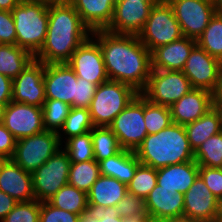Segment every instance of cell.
<instances>
[{"label":"cell","mask_w":222,"mask_h":222,"mask_svg":"<svg viewBox=\"0 0 222 222\" xmlns=\"http://www.w3.org/2000/svg\"><path fill=\"white\" fill-rule=\"evenodd\" d=\"M83 23L91 30H105L113 17L116 0H70Z\"/></svg>","instance_id":"cell-24"},{"label":"cell","mask_w":222,"mask_h":222,"mask_svg":"<svg viewBox=\"0 0 222 222\" xmlns=\"http://www.w3.org/2000/svg\"><path fill=\"white\" fill-rule=\"evenodd\" d=\"M89 108L72 107L62 128L57 133L61 144L67 139L85 134L94 128Z\"/></svg>","instance_id":"cell-30"},{"label":"cell","mask_w":222,"mask_h":222,"mask_svg":"<svg viewBox=\"0 0 222 222\" xmlns=\"http://www.w3.org/2000/svg\"><path fill=\"white\" fill-rule=\"evenodd\" d=\"M47 3L70 2V0H42Z\"/></svg>","instance_id":"cell-57"},{"label":"cell","mask_w":222,"mask_h":222,"mask_svg":"<svg viewBox=\"0 0 222 222\" xmlns=\"http://www.w3.org/2000/svg\"><path fill=\"white\" fill-rule=\"evenodd\" d=\"M66 63L74 70L77 77L95 85L109 80L101 48L92 36L76 49Z\"/></svg>","instance_id":"cell-12"},{"label":"cell","mask_w":222,"mask_h":222,"mask_svg":"<svg viewBox=\"0 0 222 222\" xmlns=\"http://www.w3.org/2000/svg\"><path fill=\"white\" fill-rule=\"evenodd\" d=\"M138 94L131 86L118 81L108 80L98 85L89 107L94 126L108 127Z\"/></svg>","instance_id":"cell-5"},{"label":"cell","mask_w":222,"mask_h":222,"mask_svg":"<svg viewBox=\"0 0 222 222\" xmlns=\"http://www.w3.org/2000/svg\"><path fill=\"white\" fill-rule=\"evenodd\" d=\"M191 89L182 71L151 69L147 85L140 94L151 103L171 107Z\"/></svg>","instance_id":"cell-8"},{"label":"cell","mask_w":222,"mask_h":222,"mask_svg":"<svg viewBox=\"0 0 222 222\" xmlns=\"http://www.w3.org/2000/svg\"><path fill=\"white\" fill-rule=\"evenodd\" d=\"M46 99H55L74 107L77 76L67 63L44 64Z\"/></svg>","instance_id":"cell-17"},{"label":"cell","mask_w":222,"mask_h":222,"mask_svg":"<svg viewBox=\"0 0 222 222\" xmlns=\"http://www.w3.org/2000/svg\"><path fill=\"white\" fill-rule=\"evenodd\" d=\"M134 153L141 164L155 169L195 161L184 125L175 123L147 135Z\"/></svg>","instance_id":"cell-3"},{"label":"cell","mask_w":222,"mask_h":222,"mask_svg":"<svg viewBox=\"0 0 222 222\" xmlns=\"http://www.w3.org/2000/svg\"><path fill=\"white\" fill-rule=\"evenodd\" d=\"M199 166L222 168V131L206 139L194 152Z\"/></svg>","instance_id":"cell-34"},{"label":"cell","mask_w":222,"mask_h":222,"mask_svg":"<svg viewBox=\"0 0 222 222\" xmlns=\"http://www.w3.org/2000/svg\"><path fill=\"white\" fill-rule=\"evenodd\" d=\"M46 40L35 60L66 63L92 34L70 2L49 3Z\"/></svg>","instance_id":"cell-2"},{"label":"cell","mask_w":222,"mask_h":222,"mask_svg":"<svg viewBox=\"0 0 222 222\" xmlns=\"http://www.w3.org/2000/svg\"><path fill=\"white\" fill-rule=\"evenodd\" d=\"M123 222H153L148 213H139L134 216L123 218Z\"/></svg>","instance_id":"cell-49"},{"label":"cell","mask_w":222,"mask_h":222,"mask_svg":"<svg viewBox=\"0 0 222 222\" xmlns=\"http://www.w3.org/2000/svg\"><path fill=\"white\" fill-rule=\"evenodd\" d=\"M169 108L173 123L189 124L213 108V93L204 89L192 88Z\"/></svg>","instance_id":"cell-19"},{"label":"cell","mask_w":222,"mask_h":222,"mask_svg":"<svg viewBox=\"0 0 222 222\" xmlns=\"http://www.w3.org/2000/svg\"><path fill=\"white\" fill-rule=\"evenodd\" d=\"M157 2L116 0L112 20L105 30L116 34L138 35Z\"/></svg>","instance_id":"cell-13"},{"label":"cell","mask_w":222,"mask_h":222,"mask_svg":"<svg viewBox=\"0 0 222 222\" xmlns=\"http://www.w3.org/2000/svg\"><path fill=\"white\" fill-rule=\"evenodd\" d=\"M13 79L0 73V104L7 105L12 101Z\"/></svg>","instance_id":"cell-47"},{"label":"cell","mask_w":222,"mask_h":222,"mask_svg":"<svg viewBox=\"0 0 222 222\" xmlns=\"http://www.w3.org/2000/svg\"><path fill=\"white\" fill-rule=\"evenodd\" d=\"M71 161L67 152L60 148L32 175L35 199L48 201L63 186L68 184Z\"/></svg>","instance_id":"cell-9"},{"label":"cell","mask_w":222,"mask_h":222,"mask_svg":"<svg viewBox=\"0 0 222 222\" xmlns=\"http://www.w3.org/2000/svg\"><path fill=\"white\" fill-rule=\"evenodd\" d=\"M219 203V199L213 195L198 175L184 194L183 216L204 222H216Z\"/></svg>","instance_id":"cell-18"},{"label":"cell","mask_w":222,"mask_h":222,"mask_svg":"<svg viewBox=\"0 0 222 222\" xmlns=\"http://www.w3.org/2000/svg\"><path fill=\"white\" fill-rule=\"evenodd\" d=\"M48 202L56 208L78 215L90 211L87 193L69 184L59 189Z\"/></svg>","instance_id":"cell-29"},{"label":"cell","mask_w":222,"mask_h":222,"mask_svg":"<svg viewBox=\"0 0 222 222\" xmlns=\"http://www.w3.org/2000/svg\"><path fill=\"white\" fill-rule=\"evenodd\" d=\"M145 207L153 222L183 217L184 194L156 185L145 198Z\"/></svg>","instance_id":"cell-20"},{"label":"cell","mask_w":222,"mask_h":222,"mask_svg":"<svg viewBox=\"0 0 222 222\" xmlns=\"http://www.w3.org/2000/svg\"><path fill=\"white\" fill-rule=\"evenodd\" d=\"M98 85L77 77L75 108H89Z\"/></svg>","instance_id":"cell-43"},{"label":"cell","mask_w":222,"mask_h":222,"mask_svg":"<svg viewBox=\"0 0 222 222\" xmlns=\"http://www.w3.org/2000/svg\"><path fill=\"white\" fill-rule=\"evenodd\" d=\"M126 193V184L116 178L100 175L87 193L89 210L96 212L108 206H117Z\"/></svg>","instance_id":"cell-23"},{"label":"cell","mask_w":222,"mask_h":222,"mask_svg":"<svg viewBox=\"0 0 222 222\" xmlns=\"http://www.w3.org/2000/svg\"><path fill=\"white\" fill-rule=\"evenodd\" d=\"M22 0H0V10L12 11Z\"/></svg>","instance_id":"cell-51"},{"label":"cell","mask_w":222,"mask_h":222,"mask_svg":"<svg viewBox=\"0 0 222 222\" xmlns=\"http://www.w3.org/2000/svg\"><path fill=\"white\" fill-rule=\"evenodd\" d=\"M214 94H222V62L219 70V81Z\"/></svg>","instance_id":"cell-53"},{"label":"cell","mask_w":222,"mask_h":222,"mask_svg":"<svg viewBox=\"0 0 222 222\" xmlns=\"http://www.w3.org/2000/svg\"><path fill=\"white\" fill-rule=\"evenodd\" d=\"M159 222H204V221L195 220V219L187 218L183 216V217H178V218H173V219H166Z\"/></svg>","instance_id":"cell-52"},{"label":"cell","mask_w":222,"mask_h":222,"mask_svg":"<svg viewBox=\"0 0 222 222\" xmlns=\"http://www.w3.org/2000/svg\"><path fill=\"white\" fill-rule=\"evenodd\" d=\"M81 215L54 207L48 201L40 202L39 222H79Z\"/></svg>","instance_id":"cell-40"},{"label":"cell","mask_w":222,"mask_h":222,"mask_svg":"<svg viewBox=\"0 0 222 222\" xmlns=\"http://www.w3.org/2000/svg\"><path fill=\"white\" fill-rule=\"evenodd\" d=\"M199 175L196 161L169 165L157 169V185L185 194Z\"/></svg>","instance_id":"cell-25"},{"label":"cell","mask_w":222,"mask_h":222,"mask_svg":"<svg viewBox=\"0 0 222 222\" xmlns=\"http://www.w3.org/2000/svg\"><path fill=\"white\" fill-rule=\"evenodd\" d=\"M44 63L33 60L13 79L12 101L42 107L46 100Z\"/></svg>","instance_id":"cell-15"},{"label":"cell","mask_w":222,"mask_h":222,"mask_svg":"<svg viewBox=\"0 0 222 222\" xmlns=\"http://www.w3.org/2000/svg\"><path fill=\"white\" fill-rule=\"evenodd\" d=\"M184 37L197 40L215 15L213 0H167Z\"/></svg>","instance_id":"cell-11"},{"label":"cell","mask_w":222,"mask_h":222,"mask_svg":"<svg viewBox=\"0 0 222 222\" xmlns=\"http://www.w3.org/2000/svg\"><path fill=\"white\" fill-rule=\"evenodd\" d=\"M3 125L16 140L44 131L42 107L19 102H9Z\"/></svg>","instance_id":"cell-16"},{"label":"cell","mask_w":222,"mask_h":222,"mask_svg":"<svg viewBox=\"0 0 222 222\" xmlns=\"http://www.w3.org/2000/svg\"><path fill=\"white\" fill-rule=\"evenodd\" d=\"M122 149L135 151L148 135L144 122V97L139 93L108 126Z\"/></svg>","instance_id":"cell-10"},{"label":"cell","mask_w":222,"mask_h":222,"mask_svg":"<svg viewBox=\"0 0 222 222\" xmlns=\"http://www.w3.org/2000/svg\"><path fill=\"white\" fill-rule=\"evenodd\" d=\"M95 160L97 162L116 155L122 148L109 127L95 126L91 130Z\"/></svg>","instance_id":"cell-33"},{"label":"cell","mask_w":222,"mask_h":222,"mask_svg":"<svg viewBox=\"0 0 222 222\" xmlns=\"http://www.w3.org/2000/svg\"><path fill=\"white\" fill-rule=\"evenodd\" d=\"M156 185L157 169L140 163L127 188L128 193L145 199Z\"/></svg>","instance_id":"cell-38"},{"label":"cell","mask_w":222,"mask_h":222,"mask_svg":"<svg viewBox=\"0 0 222 222\" xmlns=\"http://www.w3.org/2000/svg\"><path fill=\"white\" fill-rule=\"evenodd\" d=\"M0 43L16 45V30L11 11L0 10Z\"/></svg>","instance_id":"cell-44"},{"label":"cell","mask_w":222,"mask_h":222,"mask_svg":"<svg viewBox=\"0 0 222 222\" xmlns=\"http://www.w3.org/2000/svg\"><path fill=\"white\" fill-rule=\"evenodd\" d=\"M7 160V158H5L3 155L0 154V169L1 166L3 165V163Z\"/></svg>","instance_id":"cell-58"},{"label":"cell","mask_w":222,"mask_h":222,"mask_svg":"<svg viewBox=\"0 0 222 222\" xmlns=\"http://www.w3.org/2000/svg\"><path fill=\"white\" fill-rule=\"evenodd\" d=\"M40 202H18L1 222H39Z\"/></svg>","instance_id":"cell-39"},{"label":"cell","mask_w":222,"mask_h":222,"mask_svg":"<svg viewBox=\"0 0 222 222\" xmlns=\"http://www.w3.org/2000/svg\"><path fill=\"white\" fill-rule=\"evenodd\" d=\"M196 42L209 55L222 62V14L215 13Z\"/></svg>","instance_id":"cell-32"},{"label":"cell","mask_w":222,"mask_h":222,"mask_svg":"<svg viewBox=\"0 0 222 222\" xmlns=\"http://www.w3.org/2000/svg\"><path fill=\"white\" fill-rule=\"evenodd\" d=\"M18 202L0 190V222Z\"/></svg>","instance_id":"cell-48"},{"label":"cell","mask_w":222,"mask_h":222,"mask_svg":"<svg viewBox=\"0 0 222 222\" xmlns=\"http://www.w3.org/2000/svg\"><path fill=\"white\" fill-rule=\"evenodd\" d=\"M60 148H62V144L58 134L44 130L38 134L16 140L11 159L25 172L32 174Z\"/></svg>","instance_id":"cell-7"},{"label":"cell","mask_w":222,"mask_h":222,"mask_svg":"<svg viewBox=\"0 0 222 222\" xmlns=\"http://www.w3.org/2000/svg\"><path fill=\"white\" fill-rule=\"evenodd\" d=\"M196 40L182 37L179 40L155 48L151 52V69L182 71Z\"/></svg>","instance_id":"cell-22"},{"label":"cell","mask_w":222,"mask_h":222,"mask_svg":"<svg viewBox=\"0 0 222 222\" xmlns=\"http://www.w3.org/2000/svg\"><path fill=\"white\" fill-rule=\"evenodd\" d=\"M98 163L100 175L116 178L128 185L134 177L140 161L134 151L121 149L116 155Z\"/></svg>","instance_id":"cell-26"},{"label":"cell","mask_w":222,"mask_h":222,"mask_svg":"<svg viewBox=\"0 0 222 222\" xmlns=\"http://www.w3.org/2000/svg\"><path fill=\"white\" fill-rule=\"evenodd\" d=\"M71 106L60 100L46 99L43 103V126L44 130L58 133L62 128Z\"/></svg>","instance_id":"cell-35"},{"label":"cell","mask_w":222,"mask_h":222,"mask_svg":"<svg viewBox=\"0 0 222 222\" xmlns=\"http://www.w3.org/2000/svg\"><path fill=\"white\" fill-rule=\"evenodd\" d=\"M213 109L217 112L222 123V94H213Z\"/></svg>","instance_id":"cell-50"},{"label":"cell","mask_w":222,"mask_h":222,"mask_svg":"<svg viewBox=\"0 0 222 222\" xmlns=\"http://www.w3.org/2000/svg\"><path fill=\"white\" fill-rule=\"evenodd\" d=\"M6 107L7 105L0 104V124H3Z\"/></svg>","instance_id":"cell-55"},{"label":"cell","mask_w":222,"mask_h":222,"mask_svg":"<svg viewBox=\"0 0 222 222\" xmlns=\"http://www.w3.org/2000/svg\"><path fill=\"white\" fill-rule=\"evenodd\" d=\"M16 146V139L5 128L3 124H0V154L7 159H11Z\"/></svg>","instance_id":"cell-46"},{"label":"cell","mask_w":222,"mask_h":222,"mask_svg":"<svg viewBox=\"0 0 222 222\" xmlns=\"http://www.w3.org/2000/svg\"><path fill=\"white\" fill-rule=\"evenodd\" d=\"M213 5L215 7V12L217 14H222V0H213Z\"/></svg>","instance_id":"cell-54"},{"label":"cell","mask_w":222,"mask_h":222,"mask_svg":"<svg viewBox=\"0 0 222 222\" xmlns=\"http://www.w3.org/2000/svg\"><path fill=\"white\" fill-rule=\"evenodd\" d=\"M221 61L209 55L196 45L182 69L192 88L204 89L214 94L218 81Z\"/></svg>","instance_id":"cell-14"},{"label":"cell","mask_w":222,"mask_h":222,"mask_svg":"<svg viewBox=\"0 0 222 222\" xmlns=\"http://www.w3.org/2000/svg\"><path fill=\"white\" fill-rule=\"evenodd\" d=\"M35 56L17 45H0V73L11 79L16 78Z\"/></svg>","instance_id":"cell-28"},{"label":"cell","mask_w":222,"mask_h":222,"mask_svg":"<svg viewBox=\"0 0 222 222\" xmlns=\"http://www.w3.org/2000/svg\"><path fill=\"white\" fill-rule=\"evenodd\" d=\"M144 122L148 135L158 133L173 123L170 108L144 98Z\"/></svg>","instance_id":"cell-36"},{"label":"cell","mask_w":222,"mask_h":222,"mask_svg":"<svg viewBox=\"0 0 222 222\" xmlns=\"http://www.w3.org/2000/svg\"><path fill=\"white\" fill-rule=\"evenodd\" d=\"M0 190L17 202L35 200L31 173L25 172L12 159H7L1 166Z\"/></svg>","instance_id":"cell-21"},{"label":"cell","mask_w":222,"mask_h":222,"mask_svg":"<svg viewBox=\"0 0 222 222\" xmlns=\"http://www.w3.org/2000/svg\"><path fill=\"white\" fill-rule=\"evenodd\" d=\"M79 222H123V218L119 216L117 206H108L96 212L84 213Z\"/></svg>","instance_id":"cell-45"},{"label":"cell","mask_w":222,"mask_h":222,"mask_svg":"<svg viewBox=\"0 0 222 222\" xmlns=\"http://www.w3.org/2000/svg\"><path fill=\"white\" fill-rule=\"evenodd\" d=\"M216 222H222V200H220L219 208H218V217Z\"/></svg>","instance_id":"cell-56"},{"label":"cell","mask_w":222,"mask_h":222,"mask_svg":"<svg viewBox=\"0 0 222 222\" xmlns=\"http://www.w3.org/2000/svg\"><path fill=\"white\" fill-rule=\"evenodd\" d=\"M129 1H159V0H129Z\"/></svg>","instance_id":"cell-59"},{"label":"cell","mask_w":222,"mask_h":222,"mask_svg":"<svg viewBox=\"0 0 222 222\" xmlns=\"http://www.w3.org/2000/svg\"><path fill=\"white\" fill-rule=\"evenodd\" d=\"M99 176V163L96 160L71 162L68 184L88 193Z\"/></svg>","instance_id":"cell-31"},{"label":"cell","mask_w":222,"mask_h":222,"mask_svg":"<svg viewBox=\"0 0 222 222\" xmlns=\"http://www.w3.org/2000/svg\"><path fill=\"white\" fill-rule=\"evenodd\" d=\"M191 149L195 152L208 138L222 131V123L212 108L194 122L184 125Z\"/></svg>","instance_id":"cell-27"},{"label":"cell","mask_w":222,"mask_h":222,"mask_svg":"<svg viewBox=\"0 0 222 222\" xmlns=\"http://www.w3.org/2000/svg\"><path fill=\"white\" fill-rule=\"evenodd\" d=\"M62 148L67 152L71 162L95 160L91 131L67 139Z\"/></svg>","instance_id":"cell-37"},{"label":"cell","mask_w":222,"mask_h":222,"mask_svg":"<svg viewBox=\"0 0 222 222\" xmlns=\"http://www.w3.org/2000/svg\"><path fill=\"white\" fill-rule=\"evenodd\" d=\"M98 42L109 80L127 84L141 93L151 72V52L138 35L93 31Z\"/></svg>","instance_id":"cell-1"},{"label":"cell","mask_w":222,"mask_h":222,"mask_svg":"<svg viewBox=\"0 0 222 222\" xmlns=\"http://www.w3.org/2000/svg\"><path fill=\"white\" fill-rule=\"evenodd\" d=\"M199 176L213 195L222 200V168L199 166Z\"/></svg>","instance_id":"cell-42"},{"label":"cell","mask_w":222,"mask_h":222,"mask_svg":"<svg viewBox=\"0 0 222 222\" xmlns=\"http://www.w3.org/2000/svg\"><path fill=\"white\" fill-rule=\"evenodd\" d=\"M48 7L49 3L42 0H22L11 11L16 30V45L34 56L46 40Z\"/></svg>","instance_id":"cell-4"},{"label":"cell","mask_w":222,"mask_h":222,"mask_svg":"<svg viewBox=\"0 0 222 222\" xmlns=\"http://www.w3.org/2000/svg\"><path fill=\"white\" fill-rule=\"evenodd\" d=\"M138 37L150 52L183 37L180 24L167 0H159L153 6Z\"/></svg>","instance_id":"cell-6"},{"label":"cell","mask_w":222,"mask_h":222,"mask_svg":"<svg viewBox=\"0 0 222 222\" xmlns=\"http://www.w3.org/2000/svg\"><path fill=\"white\" fill-rule=\"evenodd\" d=\"M117 209L121 218L131 217L139 213H147L145 199L130 193H126L123 199L117 203Z\"/></svg>","instance_id":"cell-41"}]
</instances>
